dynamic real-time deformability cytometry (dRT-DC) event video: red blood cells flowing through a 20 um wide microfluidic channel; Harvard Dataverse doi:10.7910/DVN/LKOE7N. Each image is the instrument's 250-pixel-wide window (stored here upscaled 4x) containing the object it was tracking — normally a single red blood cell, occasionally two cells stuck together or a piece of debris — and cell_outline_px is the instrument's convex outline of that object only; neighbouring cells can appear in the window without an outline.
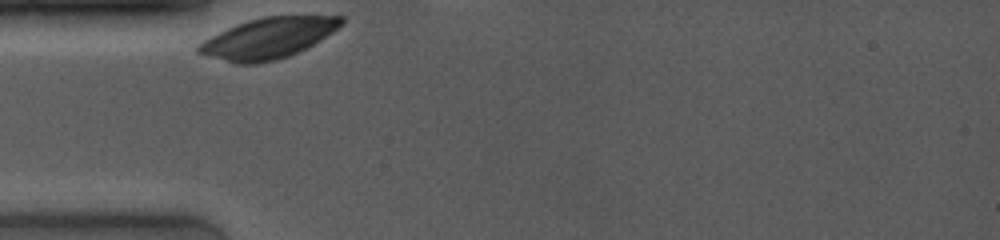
{"species": "common noctule bat (a hibernating species)", "species_latin": "Nyctalus noctula", "temperature_condition": "room temperature", "stored_images_in_passage": 5, "camera_frame_rate_fps": 4000, "um_per_image_px": 0.085, "animal": {"sex": "female", "body_mass_g": 19.0, "forearm_length_mm": 53.3}, "frame": {"image": 1, "passage_image": 1, "time_ms": 0.0, "image_size_px": [1000, 240], "cell_outline_px": [[344, 24], [320, 40], [288, 56], [276, 60], [256, 64], [236, 64], [208, 56], [196, 52], [196, 48], [204, 40], [236, 24], [248, 20], [264, 16], [344, 16]], "centroid_in_image_um": [22.79, 3.24], "position_along_channel_um": 62.2, "area_um2": 33.52}}